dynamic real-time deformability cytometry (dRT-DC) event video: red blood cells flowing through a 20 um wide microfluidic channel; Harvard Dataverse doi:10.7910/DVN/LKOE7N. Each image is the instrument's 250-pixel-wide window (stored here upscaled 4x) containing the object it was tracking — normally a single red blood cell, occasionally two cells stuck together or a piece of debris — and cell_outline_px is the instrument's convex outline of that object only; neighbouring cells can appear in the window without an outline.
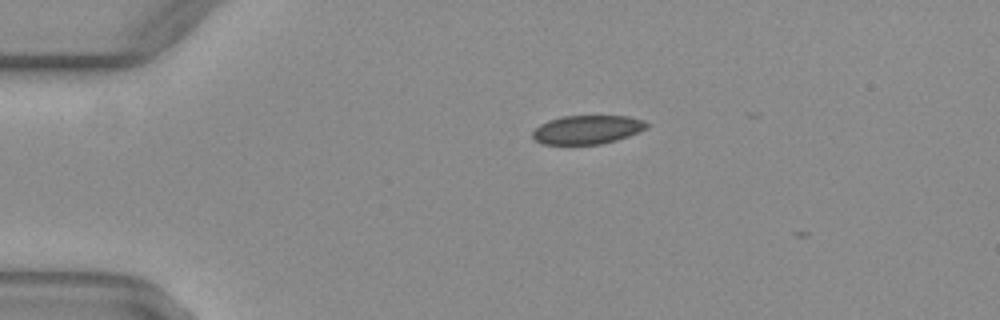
{"species": "common noctule bat (a hibernating species)", "species_latin": "Nyctalus noctula", "temperature_condition": "warm", "stored_images_in_passage": 4, "camera_frame_rate_fps": 3000, "um_per_image_px": 0.085, "animal": {"sex": "female", "body_mass_g": 29.2, "forearm_length_mm": 56.3}, "frame": {"image": 1, "passage_image": 1, "time_ms": 0.0, "image_size_px": [1000, 320], "cell_outline_px": [[648, 128], [640, 132], [616, 140], [600, 144], [544, 144], [532, 140], [532, 132], [540, 124], [548, 120], [564, 116], [628, 116], [644, 120], [648, 124]], "centroid_in_image_um": [49.91, 11.02], "position_along_channel_um": 35.1, "area_um2": 19.19}}